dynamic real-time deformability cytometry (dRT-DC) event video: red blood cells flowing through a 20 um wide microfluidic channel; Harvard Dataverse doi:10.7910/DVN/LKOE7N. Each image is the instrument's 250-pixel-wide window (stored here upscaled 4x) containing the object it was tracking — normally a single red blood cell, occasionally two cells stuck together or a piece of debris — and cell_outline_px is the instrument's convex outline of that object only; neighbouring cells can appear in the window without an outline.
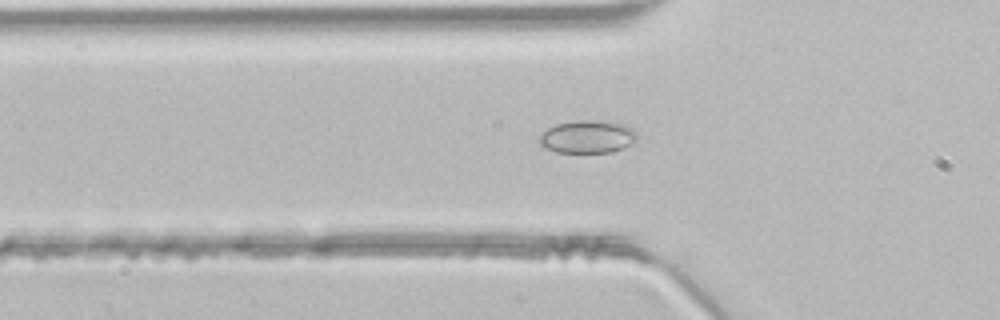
{"species": "common noctule bat (a hibernating species)", "species_latin": "Nyctalus noctula", "temperature_condition": "room temperature", "stored_images_in_passage": 33, "segment_of_instrument_passage": [1, 2], "camera_frame_rate_fps": 3000, "um_per_image_px": 0.085, "animal": {"sex": "male", "body_mass_g": 21.5, "forearm_length_mm": 52.0}, "frame": {"image": 1, "passage_image": 2, "time_ms": 0.333, "image_size_px": [1000, 320], "cell_outline_px": [[636, 140], [624, 148], [612, 152], [556, 152], [544, 148], [536, 140], [548, 128], [556, 124], [576, 120], [596, 120], [624, 124], [632, 128], [636, 132]], "centroid_in_image_um": [49.92, 11.62], "position_along_channel_um": 75.9, "area_um2": 18.73}}
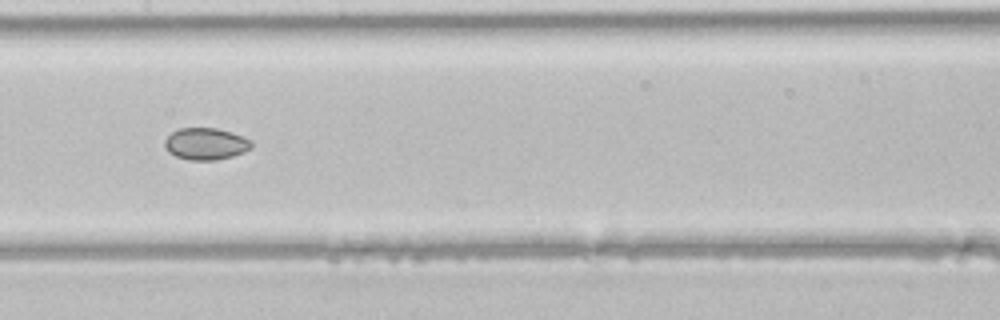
{"frame": {"image": 2, "passage_image": 10, "time_ms": 3.0, "image_size_px": [1000, 320], "cell_outline_px": [[252, 148], [244, 152], [232, 156], [216, 160], [188, 160], [176, 156], [168, 152], [164, 144], [164, 140], [172, 132], [180, 128], [216, 128], [232, 132], [252, 140]], "centroid_in_image_um": [17.5, 12.23], "position_along_channel_um": 189.9, "area_um2": 16.18}}
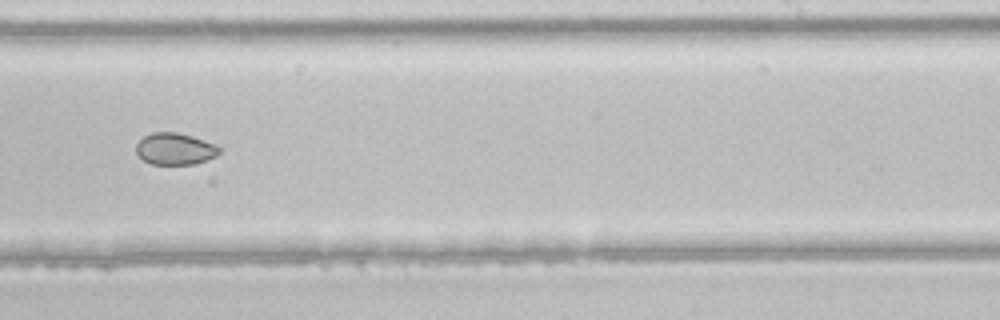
{"frame": {"image": 3, "passage_image": 16, "time_ms": 5.0, "image_size_px": [1000, 320], "cell_outline_px": [[220, 152], [216, 156], [196, 164], [152, 164], [144, 160], [136, 152], [136, 144], [144, 136], [152, 132], [176, 132], [192, 136], [216, 144], [220, 148]], "centroid_in_image_um": [14.89, 12.65], "position_along_channel_um": 274.1, "area_um2": 15.37}}